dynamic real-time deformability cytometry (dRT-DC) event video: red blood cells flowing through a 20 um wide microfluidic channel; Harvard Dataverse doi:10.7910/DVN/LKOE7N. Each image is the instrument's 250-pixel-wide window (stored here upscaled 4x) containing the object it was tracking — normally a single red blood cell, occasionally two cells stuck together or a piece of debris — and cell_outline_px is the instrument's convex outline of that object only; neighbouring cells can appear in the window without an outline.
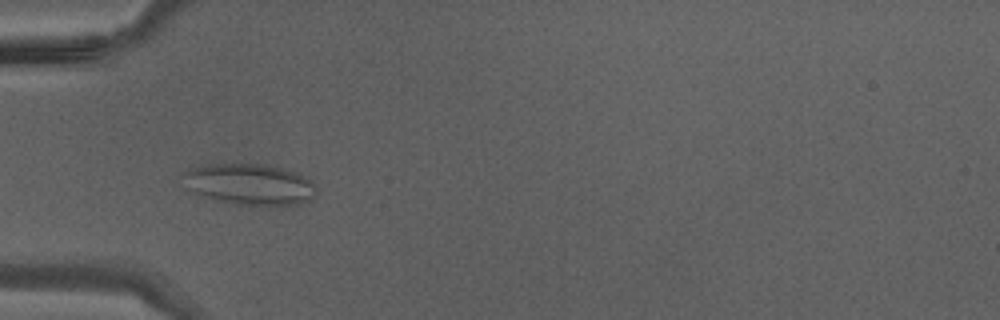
{"species": "Egyptian fruit bat (a non-hibernating species)", "species_latin": "Rousettus aegyptiacus", "temperature_condition": "warm", "stored_images_in_passage": 42, "camera_frame_rate_fps": 3000, "um_per_image_px": 0.085, "animal": {"sex": "male"}, "frame": {"image": 1, "passage_image": 14, "time_ms": 4.333, "image_size_px": [1000, 320], "cell_outline_px": [[316, 192], [312, 200], [300, 204], [236, 204], [212, 200], [200, 196], [192, 192], [176, 176], [192, 168], [208, 164], [264, 164], [284, 168], [296, 172], [312, 180], [316, 188]], "centroid_in_image_um": [21.16, 15.65], "position_along_channel_um": 63.8, "area_um2": 32.37}}
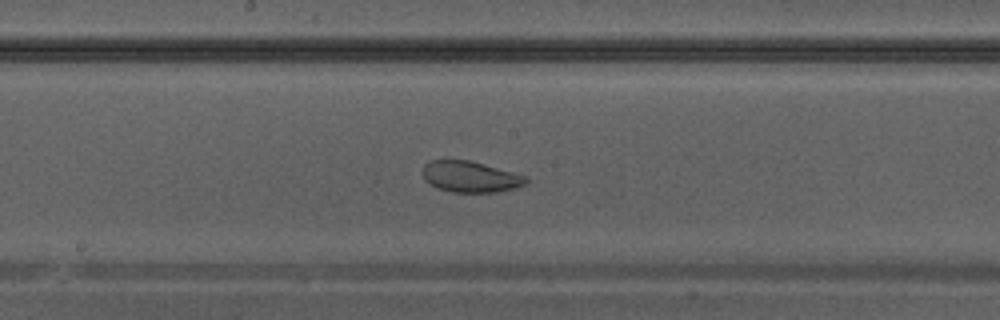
{"frame": {"image": 2, "passage_image": 23, "time_ms": 7.333, "image_size_px": [1000, 320], "cell_outline_px": [[528, 180], [524, 184], [512, 188], [496, 192], [452, 192], [436, 188], [428, 184], [424, 180], [424, 164], [428, 160], [444, 156], [468, 160], [484, 164], [528, 176]], "centroid_in_image_um": [39.89, 14.97], "position_along_channel_um": 208.3, "area_um2": 19.25}}
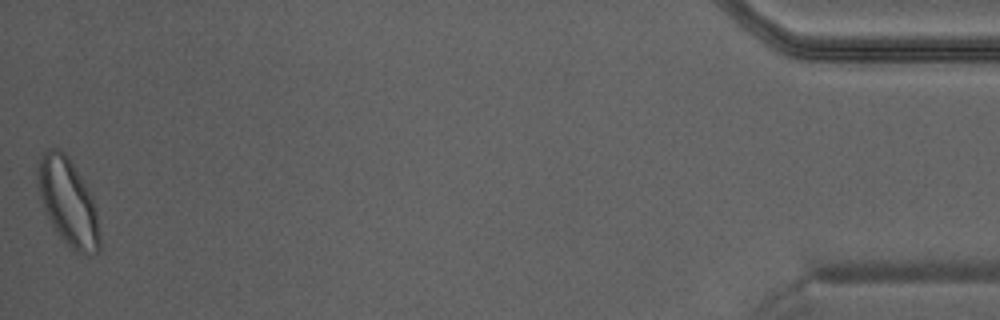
{"frame": {"image": 3, "passage_image": 42, "time_ms": 13.667, "image_size_px": [1000, 320], "cell_outline_px": [[100, 248], [96, 252], [88, 256], [72, 248], [60, 236], [52, 224], [44, 208], [40, 196], [36, 180], [36, 172], [40, 156], [48, 148], [60, 148], [68, 156], [92, 196], [96, 208], [100, 236]], "centroid_in_image_um": [5.78, 17.14], "position_along_channel_um": 429.4, "area_um2": 31.15}}